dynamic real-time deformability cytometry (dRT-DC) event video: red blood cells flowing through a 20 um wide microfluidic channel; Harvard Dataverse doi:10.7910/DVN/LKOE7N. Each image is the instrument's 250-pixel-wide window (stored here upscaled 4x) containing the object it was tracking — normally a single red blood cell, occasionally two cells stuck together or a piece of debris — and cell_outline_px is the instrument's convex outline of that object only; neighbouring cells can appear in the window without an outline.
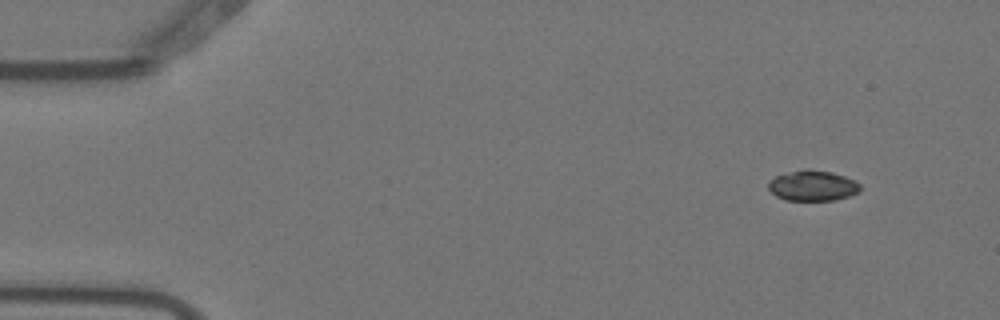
{"species": "Egyptian fruit bat (a non-hibernating species)", "species_latin": "Rousettus aegyptiacus", "temperature_condition": "warm", "stored_images_in_passage": 4, "camera_frame_rate_fps": 3000, "um_per_image_px": 0.085, "animal": {"sex": "female"}, "frame": {"image": 1, "passage_image": 2, "time_ms": 0.333, "image_size_px": [1000, 320], "cell_outline_px": [[860, 192], [836, 200], [784, 200], [776, 196], [768, 188], [768, 184], [776, 176], [804, 168], [808, 168], [832, 172], [856, 180], [860, 184]], "centroid_in_image_um": [69.11, 15.78], "position_along_channel_um": 15.9, "area_um2": 16.36}}